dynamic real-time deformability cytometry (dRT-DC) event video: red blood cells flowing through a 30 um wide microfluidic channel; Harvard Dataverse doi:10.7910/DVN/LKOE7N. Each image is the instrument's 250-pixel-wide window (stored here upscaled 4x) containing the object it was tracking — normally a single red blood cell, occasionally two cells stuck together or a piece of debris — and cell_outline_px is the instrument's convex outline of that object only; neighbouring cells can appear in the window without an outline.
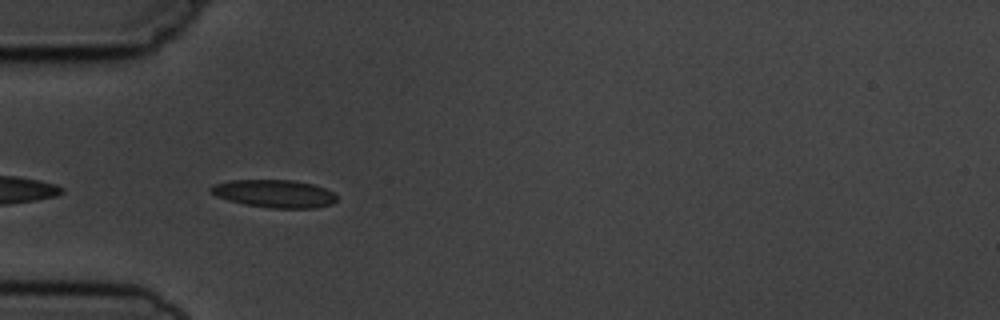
{"species": "common noctule bat (a hibernating species)", "species_latin": "Nyctalus noctula", "temperature_condition": "cold", "stored_images_in_passage": 10, "camera_frame_rate_fps": 3000, "um_per_image_px": 0.085, "animal": {"sex": "male", "body_mass_g": 19.5, "forearm_length_mm": 54.6}, "frame": {"image": 1, "passage_image": 4, "time_ms": 3.333, "image_size_px": [1000, 320], "cell_outline_px": [[336, 200], [332, 204], [316, 208], [272, 208], [244, 204], [228, 200], [216, 196], [208, 192], [208, 188], [212, 184], [228, 180], [292, 180], [312, 184], [324, 188], [332, 192], [336, 196]], "centroid_in_image_um": [23.26, 16.45], "position_along_channel_um": 61.7, "area_um2": 20.52}}
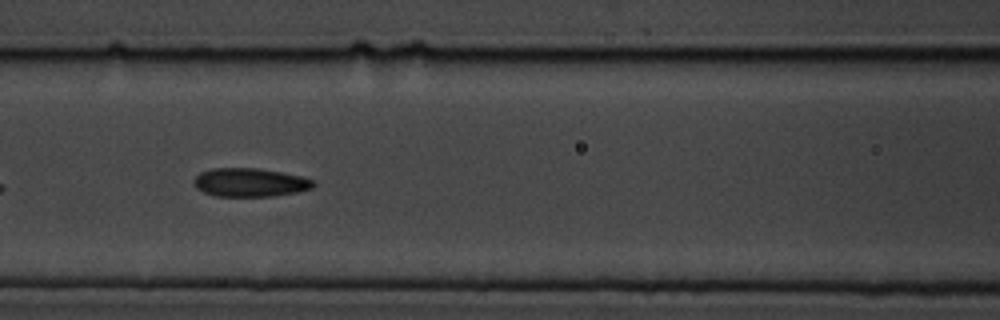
{"frame": {"image": 2, "passage_image": 6, "time_ms": 5.667, "image_size_px": [1000, 320], "cell_outline_px": [[316, 184], [312, 188], [296, 192], [272, 196], [216, 196], [204, 192], [196, 188], [192, 180], [200, 172], [212, 168], [256, 168], [280, 172], [300, 176], [312, 180]], "centroid_in_image_um": [21.21, 15.5], "position_along_channel_um": 145.4, "area_um2": 19.77}}
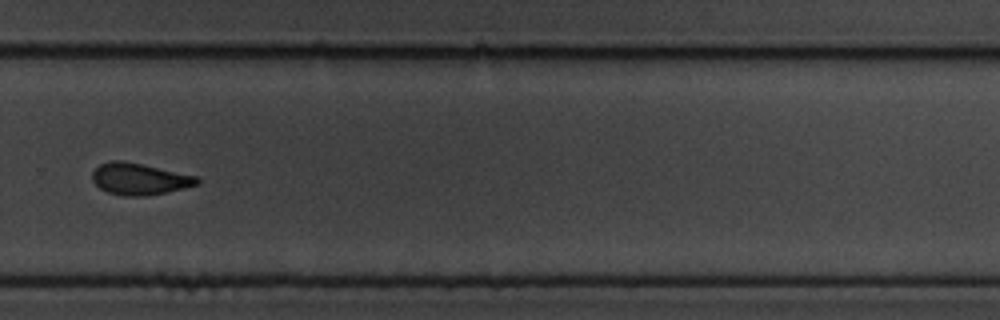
{"frame": {"image": 3, "passage_image": 10, "time_ms": 10.333, "image_size_px": [1000, 320], "cell_outline_px": [[200, 184], [168, 192], [144, 196], [124, 196], [108, 192], [100, 188], [92, 180], [92, 172], [100, 164], [112, 160], [124, 160], [144, 164], [196, 176], [200, 180]], "centroid_in_image_um": [11.86, 15.2], "position_along_channel_um": 317.9, "area_um2": 19.42}}